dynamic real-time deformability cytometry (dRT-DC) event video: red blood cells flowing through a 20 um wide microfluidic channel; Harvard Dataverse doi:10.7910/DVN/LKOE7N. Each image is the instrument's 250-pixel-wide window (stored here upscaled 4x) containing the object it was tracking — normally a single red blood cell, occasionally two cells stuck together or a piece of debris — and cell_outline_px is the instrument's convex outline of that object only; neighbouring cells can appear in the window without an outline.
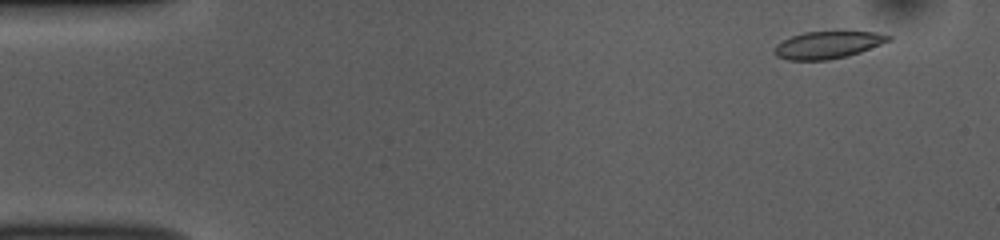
{"species": "common noctule bat (a hibernating species)", "species_latin": "Nyctalus noctula", "temperature_condition": "room temperature", "stored_images_in_passage": 50, "camera_frame_rate_fps": 3000, "um_per_image_px": 0.085, "animal": {"sex": "female", "body_mass_g": 10.0, "forearm_length_mm": 53.1}, "frame": {"image": 1, "passage_image": 2, "time_ms": 0.333, "image_size_px": [1000, 240], "cell_outline_px": [[892, 40], [860, 52], [848, 56], [828, 60], [788, 60], [776, 56], [772, 52], [772, 48], [776, 44], [792, 36], [804, 32], [876, 32], [892, 36]], "centroid_in_image_um": [70.33, 3.83], "position_along_channel_um": 14.7, "area_um2": 18.15}}
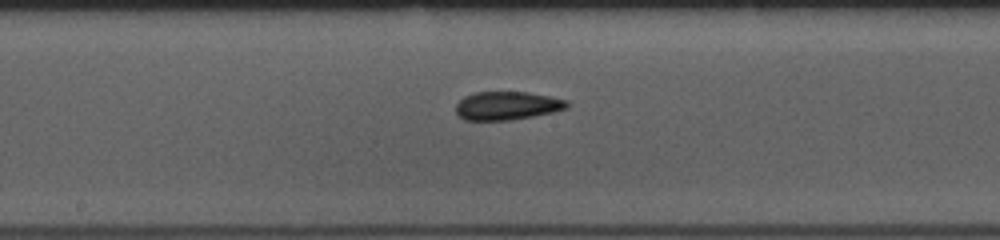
{"frame": {"image": 2, "passage_image": 25, "time_ms": 8.0, "image_size_px": [1000, 240], "cell_outline_px": [[572, 104], [568, 108], [552, 112], [512, 120], [464, 120], [456, 112], [456, 104], [464, 96], [476, 92], [528, 92], [568, 100]], "centroid_in_image_um": [43.13, 8.98], "position_along_channel_um": 205.1, "area_um2": 18.44}}
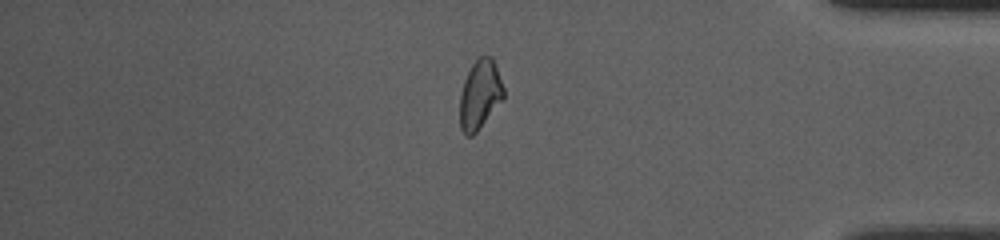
{"frame": {"image": 3, "passage_image": 42, "time_ms": 13.667, "image_size_px": [1000, 240], "cell_outline_px": [[504, 96], [476, 132], [472, 136], [464, 136], [460, 128], [460, 92], [464, 80], [472, 64], [480, 56], [492, 56], [504, 88]], "centroid_in_image_um": [40.76, 8.04], "position_along_channel_um": 394.4, "area_um2": 17.4}, "authors_computed_cell_mechanics": {"area_um2": 18.4382, "velocity_mm_per_s": 3.8372, "shape_relaxation_time_tau1_ms": 7.5781, "shape_relaxation_time_tau2_ms": 0.672, "deformation_change_tau1": 0.1641, "deformation_change_tau2": 0.0635}}